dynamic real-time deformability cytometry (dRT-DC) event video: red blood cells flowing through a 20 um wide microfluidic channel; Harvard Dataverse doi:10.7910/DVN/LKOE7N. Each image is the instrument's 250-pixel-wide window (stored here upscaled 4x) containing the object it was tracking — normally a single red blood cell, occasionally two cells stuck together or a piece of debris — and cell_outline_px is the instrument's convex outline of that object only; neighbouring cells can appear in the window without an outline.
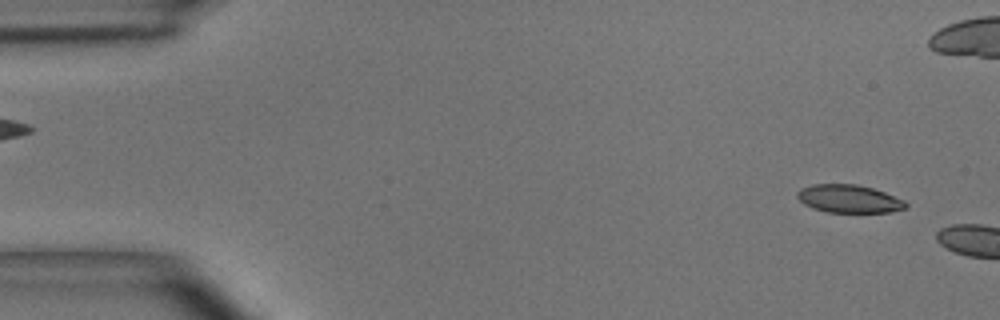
{"species": "common noctule bat (a hibernating species)", "species_latin": "Nyctalus noctula", "temperature_condition": "room temperature", "stored_images_in_passage": 5, "camera_frame_rate_fps": 3000, "um_per_image_px": 0.085, "animal": {"sex": "male", "body_mass_g": 15.6}, "frame": {"image": 1, "passage_image": 2, "time_ms": 0.333, "image_size_px": [1000, 320], "cell_outline_px": [[908, 208], [892, 212], [828, 212], [812, 208], [804, 204], [796, 196], [796, 192], [800, 188], [812, 184], [856, 184], [872, 188], [884, 192], [904, 200], [908, 204]], "centroid_in_image_um": [72.16, 16.9], "position_along_channel_um": 12.8, "area_um2": 17.8}}